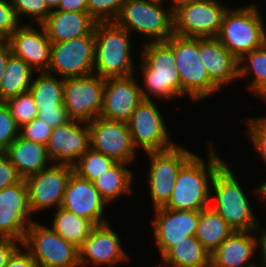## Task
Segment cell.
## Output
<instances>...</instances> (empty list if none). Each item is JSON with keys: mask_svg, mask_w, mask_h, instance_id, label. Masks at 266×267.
I'll return each instance as SVG.
<instances>
[{"mask_svg": "<svg viewBox=\"0 0 266 267\" xmlns=\"http://www.w3.org/2000/svg\"><path fill=\"white\" fill-rule=\"evenodd\" d=\"M105 78L97 74L64 79V106L72 120L89 123L100 117Z\"/></svg>", "mask_w": 266, "mask_h": 267, "instance_id": "cell-14", "label": "cell"}, {"mask_svg": "<svg viewBox=\"0 0 266 267\" xmlns=\"http://www.w3.org/2000/svg\"><path fill=\"white\" fill-rule=\"evenodd\" d=\"M6 40L12 54L34 72L48 71L52 43L43 25L21 24Z\"/></svg>", "mask_w": 266, "mask_h": 267, "instance_id": "cell-21", "label": "cell"}, {"mask_svg": "<svg viewBox=\"0 0 266 267\" xmlns=\"http://www.w3.org/2000/svg\"><path fill=\"white\" fill-rule=\"evenodd\" d=\"M53 11L88 12L87 0H61Z\"/></svg>", "mask_w": 266, "mask_h": 267, "instance_id": "cell-47", "label": "cell"}, {"mask_svg": "<svg viewBox=\"0 0 266 267\" xmlns=\"http://www.w3.org/2000/svg\"><path fill=\"white\" fill-rule=\"evenodd\" d=\"M37 109H55L64 104V79L47 72H35L29 88Z\"/></svg>", "mask_w": 266, "mask_h": 267, "instance_id": "cell-33", "label": "cell"}, {"mask_svg": "<svg viewBox=\"0 0 266 267\" xmlns=\"http://www.w3.org/2000/svg\"><path fill=\"white\" fill-rule=\"evenodd\" d=\"M94 33V74L105 79L135 75L132 35L114 21L97 22Z\"/></svg>", "mask_w": 266, "mask_h": 267, "instance_id": "cell-4", "label": "cell"}, {"mask_svg": "<svg viewBox=\"0 0 266 267\" xmlns=\"http://www.w3.org/2000/svg\"><path fill=\"white\" fill-rule=\"evenodd\" d=\"M199 55L209 79L221 91L238 80V59L217 38H199Z\"/></svg>", "mask_w": 266, "mask_h": 267, "instance_id": "cell-23", "label": "cell"}, {"mask_svg": "<svg viewBox=\"0 0 266 267\" xmlns=\"http://www.w3.org/2000/svg\"><path fill=\"white\" fill-rule=\"evenodd\" d=\"M215 142V139L207 141L205 160L203 154L200 156L196 153L181 167L171 197L163 207L201 211L210 206L213 177L227 162L216 151L218 143Z\"/></svg>", "mask_w": 266, "mask_h": 267, "instance_id": "cell-1", "label": "cell"}, {"mask_svg": "<svg viewBox=\"0 0 266 267\" xmlns=\"http://www.w3.org/2000/svg\"><path fill=\"white\" fill-rule=\"evenodd\" d=\"M140 48L139 57H136L140 58L136 72L140 70L143 79L140 81L143 98L162 102L181 99L180 77L173 48L167 42L145 43Z\"/></svg>", "mask_w": 266, "mask_h": 267, "instance_id": "cell-2", "label": "cell"}, {"mask_svg": "<svg viewBox=\"0 0 266 267\" xmlns=\"http://www.w3.org/2000/svg\"><path fill=\"white\" fill-rule=\"evenodd\" d=\"M5 103L8 105L19 127L31 122L38 115V109L30 91L12 97L5 101Z\"/></svg>", "mask_w": 266, "mask_h": 267, "instance_id": "cell-37", "label": "cell"}, {"mask_svg": "<svg viewBox=\"0 0 266 267\" xmlns=\"http://www.w3.org/2000/svg\"><path fill=\"white\" fill-rule=\"evenodd\" d=\"M97 21L88 12L52 11L42 24L51 43L89 35Z\"/></svg>", "mask_w": 266, "mask_h": 267, "instance_id": "cell-25", "label": "cell"}, {"mask_svg": "<svg viewBox=\"0 0 266 267\" xmlns=\"http://www.w3.org/2000/svg\"><path fill=\"white\" fill-rule=\"evenodd\" d=\"M254 231H235L211 253V267H259Z\"/></svg>", "mask_w": 266, "mask_h": 267, "instance_id": "cell-24", "label": "cell"}, {"mask_svg": "<svg viewBox=\"0 0 266 267\" xmlns=\"http://www.w3.org/2000/svg\"><path fill=\"white\" fill-rule=\"evenodd\" d=\"M126 0H87L88 13L97 22L114 21Z\"/></svg>", "mask_w": 266, "mask_h": 267, "instance_id": "cell-38", "label": "cell"}, {"mask_svg": "<svg viewBox=\"0 0 266 267\" xmlns=\"http://www.w3.org/2000/svg\"><path fill=\"white\" fill-rule=\"evenodd\" d=\"M73 172L72 166L52 164L24 179L33 215L61 207L67 183Z\"/></svg>", "mask_w": 266, "mask_h": 267, "instance_id": "cell-13", "label": "cell"}, {"mask_svg": "<svg viewBox=\"0 0 266 267\" xmlns=\"http://www.w3.org/2000/svg\"><path fill=\"white\" fill-rule=\"evenodd\" d=\"M90 148L88 123L70 120L52 128L46 144L53 164L74 166L78 159Z\"/></svg>", "mask_w": 266, "mask_h": 267, "instance_id": "cell-20", "label": "cell"}, {"mask_svg": "<svg viewBox=\"0 0 266 267\" xmlns=\"http://www.w3.org/2000/svg\"><path fill=\"white\" fill-rule=\"evenodd\" d=\"M264 45L266 46V29H265V41H264Z\"/></svg>", "mask_w": 266, "mask_h": 267, "instance_id": "cell-54", "label": "cell"}, {"mask_svg": "<svg viewBox=\"0 0 266 267\" xmlns=\"http://www.w3.org/2000/svg\"><path fill=\"white\" fill-rule=\"evenodd\" d=\"M113 228L109 222L93 228L79 248L80 267H115L128 262L130 265L131 256L123 247L122 236Z\"/></svg>", "mask_w": 266, "mask_h": 267, "instance_id": "cell-15", "label": "cell"}, {"mask_svg": "<svg viewBox=\"0 0 266 267\" xmlns=\"http://www.w3.org/2000/svg\"><path fill=\"white\" fill-rule=\"evenodd\" d=\"M136 75L105 79L101 118L126 123L130 120L144 99Z\"/></svg>", "mask_w": 266, "mask_h": 267, "instance_id": "cell-19", "label": "cell"}, {"mask_svg": "<svg viewBox=\"0 0 266 267\" xmlns=\"http://www.w3.org/2000/svg\"><path fill=\"white\" fill-rule=\"evenodd\" d=\"M114 22L135 38L141 35L144 44L166 42L174 34L173 12L147 0H126Z\"/></svg>", "mask_w": 266, "mask_h": 267, "instance_id": "cell-7", "label": "cell"}, {"mask_svg": "<svg viewBox=\"0 0 266 267\" xmlns=\"http://www.w3.org/2000/svg\"><path fill=\"white\" fill-rule=\"evenodd\" d=\"M159 261V267H211V253L192 235L172 246Z\"/></svg>", "mask_w": 266, "mask_h": 267, "instance_id": "cell-28", "label": "cell"}, {"mask_svg": "<svg viewBox=\"0 0 266 267\" xmlns=\"http://www.w3.org/2000/svg\"><path fill=\"white\" fill-rule=\"evenodd\" d=\"M229 164L230 162H226L213 177L210 207L234 231H255L260 220H257L256 212L253 211L250 196L241 185L243 181L238 179L232 165Z\"/></svg>", "mask_w": 266, "mask_h": 267, "instance_id": "cell-3", "label": "cell"}, {"mask_svg": "<svg viewBox=\"0 0 266 267\" xmlns=\"http://www.w3.org/2000/svg\"><path fill=\"white\" fill-rule=\"evenodd\" d=\"M52 127L45 121L35 118L20 127L19 135L22 138L46 145L50 139Z\"/></svg>", "mask_w": 266, "mask_h": 267, "instance_id": "cell-40", "label": "cell"}, {"mask_svg": "<svg viewBox=\"0 0 266 267\" xmlns=\"http://www.w3.org/2000/svg\"><path fill=\"white\" fill-rule=\"evenodd\" d=\"M30 210L25 180L0 190V237L21 243L27 229L35 221Z\"/></svg>", "mask_w": 266, "mask_h": 267, "instance_id": "cell-17", "label": "cell"}, {"mask_svg": "<svg viewBox=\"0 0 266 267\" xmlns=\"http://www.w3.org/2000/svg\"><path fill=\"white\" fill-rule=\"evenodd\" d=\"M108 204L99 194L92 181L72 173L64 192L61 208L92 221L95 225L108 223ZM105 214V215H104Z\"/></svg>", "mask_w": 266, "mask_h": 267, "instance_id": "cell-22", "label": "cell"}, {"mask_svg": "<svg viewBox=\"0 0 266 267\" xmlns=\"http://www.w3.org/2000/svg\"><path fill=\"white\" fill-rule=\"evenodd\" d=\"M116 161L103 153L89 148L73 166L74 173L83 179L93 181L95 178L106 172Z\"/></svg>", "mask_w": 266, "mask_h": 267, "instance_id": "cell-34", "label": "cell"}, {"mask_svg": "<svg viewBox=\"0 0 266 267\" xmlns=\"http://www.w3.org/2000/svg\"><path fill=\"white\" fill-rule=\"evenodd\" d=\"M222 0H196L173 13L174 34L183 37L217 38L229 5Z\"/></svg>", "mask_w": 266, "mask_h": 267, "instance_id": "cell-11", "label": "cell"}, {"mask_svg": "<svg viewBox=\"0 0 266 267\" xmlns=\"http://www.w3.org/2000/svg\"><path fill=\"white\" fill-rule=\"evenodd\" d=\"M22 180L23 178L19 175L8 157L3 152H0V190L19 183Z\"/></svg>", "mask_w": 266, "mask_h": 267, "instance_id": "cell-42", "label": "cell"}, {"mask_svg": "<svg viewBox=\"0 0 266 267\" xmlns=\"http://www.w3.org/2000/svg\"><path fill=\"white\" fill-rule=\"evenodd\" d=\"M232 6L223 16L217 39L239 60L244 54L264 45L266 18L261 9Z\"/></svg>", "mask_w": 266, "mask_h": 267, "instance_id": "cell-6", "label": "cell"}, {"mask_svg": "<svg viewBox=\"0 0 266 267\" xmlns=\"http://www.w3.org/2000/svg\"><path fill=\"white\" fill-rule=\"evenodd\" d=\"M152 210L155 217L151 218L150 223L159 257H162L176 243L188 240V236L195 235L199 211L173 210L165 207Z\"/></svg>", "mask_w": 266, "mask_h": 267, "instance_id": "cell-18", "label": "cell"}, {"mask_svg": "<svg viewBox=\"0 0 266 267\" xmlns=\"http://www.w3.org/2000/svg\"><path fill=\"white\" fill-rule=\"evenodd\" d=\"M12 54L10 45L7 40H0V83L4 75L8 58Z\"/></svg>", "mask_w": 266, "mask_h": 267, "instance_id": "cell-48", "label": "cell"}, {"mask_svg": "<svg viewBox=\"0 0 266 267\" xmlns=\"http://www.w3.org/2000/svg\"><path fill=\"white\" fill-rule=\"evenodd\" d=\"M178 143L165 151L147 152L149 169L144 179L152 208L163 207L171 197L181 167L195 154Z\"/></svg>", "mask_w": 266, "mask_h": 267, "instance_id": "cell-8", "label": "cell"}, {"mask_svg": "<svg viewBox=\"0 0 266 267\" xmlns=\"http://www.w3.org/2000/svg\"><path fill=\"white\" fill-rule=\"evenodd\" d=\"M130 165L123 162H116L106 172L92 181L99 194L109 206L112 202V205L114 202L116 203L119 198L122 199L124 196L134 195L133 184H136L134 183L136 174Z\"/></svg>", "mask_w": 266, "mask_h": 267, "instance_id": "cell-27", "label": "cell"}, {"mask_svg": "<svg viewBox=\"0 0 266 267\" xmlns=\"http://www.w3.org/2000/svg\"><path fill=\"white\" fill-rule=\"evenodd\" d=\"M21 24L10 0H0V40H6Z\"/></svg>", "mask_w": 266, "mask_h": 267, "instance_id": "cell-41", "label": "cell"}, {"mask_svg": "<svg viewBox=\"0 0 266 267\" xmlns=\"http://www.w3.org/2000/svg\"><path fill=\"white\" fill-rule=\"evenodd\" d=\"M95 33L51 44L47 73L62 79L83 77L94 73Z\"/></svg>", "mask_w": 266, "mask_h": 267, "instance_id": "cell-12", "label": "cell"}, {"mask_svg": "<svg viewBox=\"0 0 266 267\" xmlns=\"http://www.w3.org/2000/svg\"><path fill=\"white\" fill-rule=\"evenodd\" d=\"M196 0H166V5H168L169 9L174 13L180 7L188 5ZM169 2V3H168Z\"/></svg>", "mask_w": 266, "mask_h": 267, "instance_id": "cell-50", "label": "cell"}, {"mask_svg": "<svg viewBox=\"0 0 266 267\" xmlns=\"http://www.w3.org/2000/svg\"><path fill=\"white\" fill-rule=\"evenodd\" d=\"M10 2L20 23L24 19H29L25 24L42 25L52 12L44 0H10Z\"/></svg>", "mask_w": 266, "mask_h": 267, "instance_id": "cell-35", "label": "cell"}, {"mask_svg": "<svg viewBox=\"0 0 266 267\" xmlns=\"http://www.w3.org/2000/svg\"><path fill=\"white\" fill-rule=\"evenodd\" d=\"M35 220L27 229L22 246L38 267H80L79 248L57 234L50 225Z\"/></svg>", "mask_w": 266, "mask_h": 267, "instance_id": "cell-9", "label": "cell"}, {"mask_svg": "<svg viewBox=\"0 0 266 267\" xmlns=\"http://www.w3.org/2000/svg\"><path fill=\"white\" fill-rule=\"evenodd\" d=\"M37 118L45 121L52 128L63 125L72 120L64 104L55 106V109H38Z\"/></svg>", "mask_w": 266, "mask_h": 267, "instance_id": "cell-43", "label": "cell"}, {"mask_svg": "<svg viewBox=\"0 0 266 267\" xmlns=\"http://www.w3.org/2000/svg\"><path fill=\"white\" fill-rule=\"evenodd\" d=\"M255 0H253V2L251 1L250 2V0H249V3H247V5L246 4H244L245 6H248V7H253V8H258V9H260L261 7H259L260 5H258V2L257 1H259V0H256L255 2L257 3H255L254 2ZM261 1H263L264 2V0H260L259 2H261ZM266 1V0H265ZM258 6V7H257Z\"/></svg>", "mask_w": 266, "mask_h": 267, "instance_id": "cell-52", "label": "cell"}, {"mask_svg": "<svg viewBox=\"0 0 266 267\" xmlns=\"http://www.w3.org/2000/svg\"><path fill=\"white\" fill-rule=\"evenodd\" d=\"M19 130L8 105L0 102V152H4L18 138Z\"/></svg>", "mask_w": 266, "mask_h": 267, "instance_id": "cell-39", "label": "cell"}, {"mask_svg": "<svg viewBox=\"0 0 266 267\" xmlns=\"http://www.w3.org/2000/svg\"><path fill=\"white\" fill-rule=\"evenodd\" d=\"M21 245V242L7 237H0V267H5L9 257Z\"/></svg>", "mask_w": 266, "mask_h": 267, "instance_id": "cell-45", "label": "cell"}, {"mask_svg": "<svg viewBox=\"0 0 266 267\" xmlns=\"http://www.w3.org/2000/svg\"><path fill=\"white\" fill-rule=\"evenodd\" d=\"M174 52L180 96L199 103L222 92L210 79L199 55V38L173 34L166 41ZM199 101V102H198Z\"/></svg>", "mask_w": 266, "mask_h": 267, "instance_id": "cell-5", "label": "cell"}, {"mask_svg": "<svg viewBox=\"0 0 266 267\" xmlns=\"http://www.w3.org/2000/svg\"><path fill=\"white\" fill-rule=\"evenodd\" d=\"M53 212L51 228L69 243L80 248L96 226L92 221L80 217L61 207Z\"/></svg>", "mask_w": 266, "mask_h": 267, "instance_id": "cell-32", "label": "cell"}, {"mask_svg": "<svg viewBox=\"0 0 266 267\" xmlns=\"http://www.w3.org/2000/svg\"><path fill=\"white\" fill-rule=\"evenodd\" d=\"M245 133L250 139L254 154L257 153L266 165V115L245 117Z\"/></svg>", "mask_w": 266, "mask_h": 267, "instance_id": "cell-36", "label": "cell"}, {"mask_svg": "<svg viewBox=\"0 0 266 267\" xmlns=\"http://www.w3.org/2000/svg\"><path fill=\"white\" fill-rule=\"evenodd\" d=\"M34 73L21 58L11 54L0 83V102L29 91Z\"/></svg>", "mask_w": 266, "mask_h": 267, "instance_id": "cell-31", "label": "cell"}, {"mask_svg": "<svg viewBox=\"0 0 266 267\" xmlns=\"http://www.w3.org/2000/svg\"><path fill=\"white\" fill-rule=\"evenodd\" d=\"M251 193L253 194V198H255V201L258 200L256 203H261L262 206L261 209L266 212V180L264 179L263 183L261 182L259 185L251 188ZM265 208V209H264Z\"/></svg>", "mask_w": 266, "mask_h": 267, "instance_id": "cell-49", "label": "cell"}, {"mask_svg": "<svg viewBox=\"0 0 266 267\" xmlns=\"http://www.w3.org/2000/svg\"><path fill=\"white\" fill-rule=\"evenodd\" d=\"M61 0H44V2L46 3L47 7L53 11L55 10L59 3H60Z\"/></svg>", "mask_w": 266, "mask_h": 267, "instance_id": "cell-51", "label": "cell"}, {"mask_svg": "<svg viewBox=\"0 0 266 267\" xmlns=\"http://www.w3.org/2000/svg\"><path fill=\"white\" fill-rule=\"evenodd\" d=\"M5 267H38V266L32 255L21 244L9 257Z\"/></svg>", "mask_w": 266, "mask_h": 267, "instance_id": "cell-44", "label": "cell"}, {"mask_svg": "<svg viewBox=\"0 0 266 267\" xmlns=\"http://www.w3.org/2000/svg\"><path fill=\"white\" fill-rule=\"evenodd\" d=\"M234 232V229L210 206L199 211V222L194 236L210 253Z\"/></svg>", "mask_w": 266, "mask_h": 267, "instance_id": "cell-30", "label": "cell"}, {"mask_svg": "<svg viewBox=\"0 0 266 267\" xmlns=\"http://www.w3.org/2000/svg\"><path fill=\"white\" fill-rule=\"evenodd\" d=\"M90 148L113 158L116 162L131 164L138 153L133 145L128 123L97 117L88 123Z\"/></svg>", "mask_w": 266, "mask_h": 267, "instance_id": "cell-16", "label": "cell"}, {"mask_svg": "<svg viewBox=\"0 0 266 267\" xmlns=\"http://www.w3.org/2000/svg\"><path fill=\"white\" fill-rule=\"evenodd\" d=\"M254 232L257 238L258 265L266 267V227L262 228L259 223Z\"/></svg>", "mask_w": 266, "mask_h": 267, "instance_id": "cell-46", "label": "cell"}, {"mask_svg": "<svg viewBox=\"0 0 266 267\" xmlns=\"http://www.w3.org/2000/svg\"><path fill=\"white\" fill-rule=\"evenodd\" d=\"M158 103L155 100L143 99L127 122L137 151H165L178 144L176 140H171L173 133L169 132L167 120Z\"/></svg>", "mask_w": 266, "mask_h": 267, "instance_id": "cell-10", "label": "cell"}, {"mask_svg": "<svg viewBox=\"0 0 266 267\" xmlns=\"http://www.w3.org/2000/svg\"><path fill=\"white\" fill-rule=\"evenodd\" d=\"M147 1L152 2V3L166 5V0H147Z\"/></svg>", "mask_w": 266, "mask_h": 267, "instance_id": "cell-53", "label": "cell"}, {"mask_svg": "<svg viewBox=\"0 0 266 267\" xmlns=\"http://www.w3.org/2000/svg\"><path fill=\"white\" fill-rule=\"evenodd\" d=\"M238 65V80L248 79V94L252 93L266 103V46L244 54L238 60Z\"/></svg>", "mask_w": 266, "mask_h": 267, "instance_id": "cell-29", "label": "cell"}, {"mask_svg": "<svg viewBox=\"0 0 266 267\" xmlns=\"http://www.w3.org/2000/svg\"><path fill=\"white\" fill-rule=\"evenodd\" d=\"M3 153L23 179L53 164L46 145L22 138L20 135Z\"/></svg>", "mask_w": 266, "mask_h": 267, "instance_id": "cell-26", "label": "cell"}]
</instances>
